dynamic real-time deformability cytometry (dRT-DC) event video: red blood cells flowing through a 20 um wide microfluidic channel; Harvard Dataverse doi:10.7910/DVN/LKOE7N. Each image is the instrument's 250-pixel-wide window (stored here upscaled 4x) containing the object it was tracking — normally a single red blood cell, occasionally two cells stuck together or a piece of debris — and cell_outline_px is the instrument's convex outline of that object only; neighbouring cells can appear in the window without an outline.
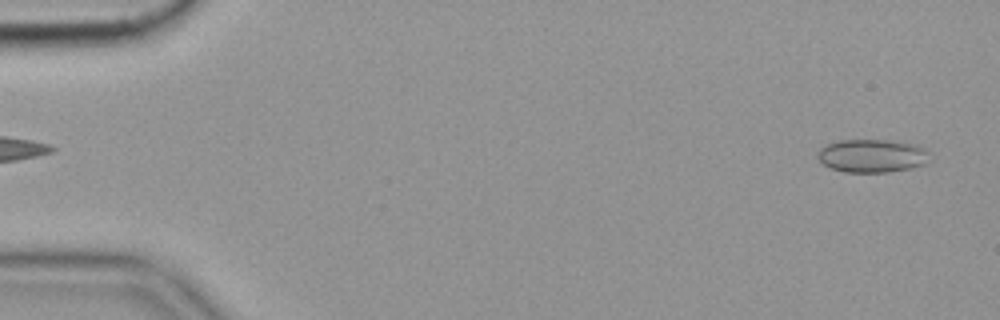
{"species": "common noctule bat (a hibernating species)", "species_latin": "Nyctalus noctula", "temperature_condition": "cold", "stored_images_in_passage": 56, "camera_frame_rate_fps": 3000, "um_per_image_px": 0.085, "animal": {"sex": "female", "body_mass_g": 19.9}, "frame": {"image": 1, "passage_image": 2, "time_ms": 0.333, "image_size_px": [1000, 320], "cell_outline_px": [[932, 160], [924, 164], [912, 168], [888, 172], [844, 172], [832, 168], [824, 164], [816, 156], [820, 148], [828, 144], [840, 140], [888, 140], [920, 144], [928, 152]], "centroid_in_image_um": [74.19, 13.24], "position_along_channel_um": 10.8, "area_um2": 21.91}}
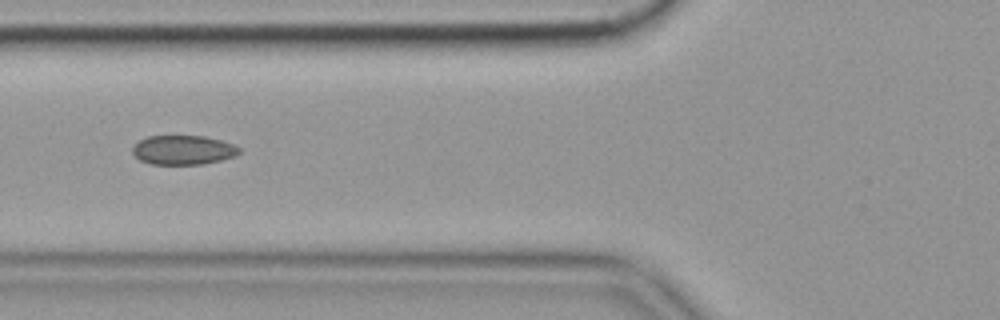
{"frame": {"image": 2, "passage_image": 21, "time_ms": 6.667, "image_size_px": [1000, 320], "cell_outline_px": [[240, 152], [236, 156], [204, 164], [152, 164], [140, 160], [132, 152], [132, 148], [140, 140], [148, 136], [204, 136], [220, 140], [232, 144], [240, 148]], "centroid_in_image_um": [15.58, 12.75], "position_along_channel_um": 110.2, "area_um2": 18.09}}
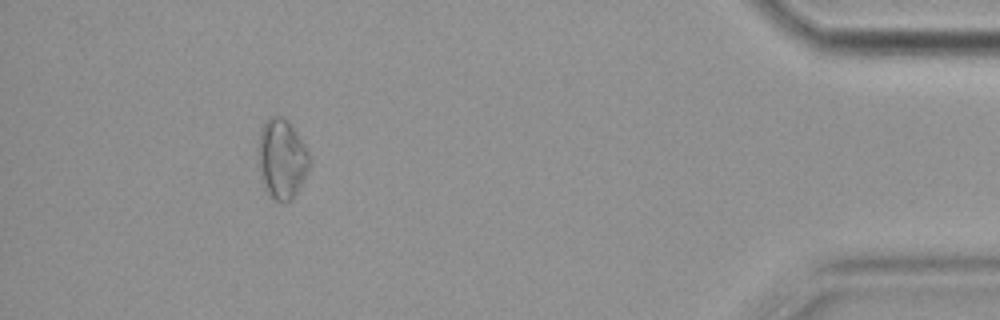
{"frame": {"image": 3, "passage_image": 51, "time_ms": 16.667, "image_size_px": [1000, 320], "cell_outline_px": [[312, 160], [308, 172], [300, 188], [292, 200], [284, 204], [280, 204], [272, 200], [264, 192], [256, 164], [256, 148], [260, 128], [268, 116], [280, 116], [288, 120], [304, 144]], "centroid_in_image_um": [23.9, 13.57], "position_along_channel_um": 411.3, "area_um2": 25.32}, "authors_computed_cell_mechanics": {"area_um2": 19.5942, "velocity_mm_per_s": 3.5605, "shape_relaxation_time_tau1_ms": null, "shape_relaxation_time_tau2_ms": 3.6287, "deformation_change_tau1": null, "deformation_change_tau2": 0.0898}}